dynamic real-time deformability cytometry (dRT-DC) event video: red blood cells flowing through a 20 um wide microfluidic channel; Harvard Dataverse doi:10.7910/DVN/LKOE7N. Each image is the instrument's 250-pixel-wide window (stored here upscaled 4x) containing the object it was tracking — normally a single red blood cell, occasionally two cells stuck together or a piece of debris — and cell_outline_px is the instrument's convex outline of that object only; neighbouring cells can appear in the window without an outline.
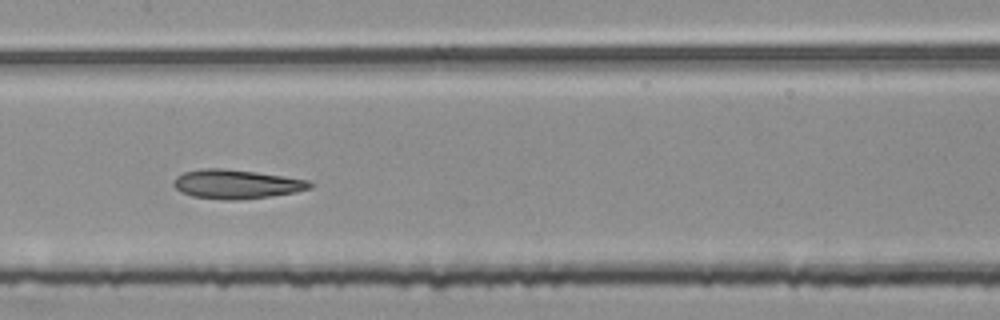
{"species": "common noctule bat (a hibernating species)", "species_latin": "Nyctalus noctula", "temperature_condition": "room temperature", "stored_images_in_passage": 53, "segment_of_instrument_passage": [2, 2], "camera_frame_rate_fps": 3000, "um_per_image_px": 0.085, "animal": {"sex": "female", "body_mass_g": 25.1}, "frame": {"image": 1, "passage_image": 27, "time_ms": 8.667, "image_size_px": [1000, 320], "cell_outline_px": [[316, 184], [312, 188], [296, 192], [272, 196], [236, 200], [224, 200], [192, 196], [180, 192], [172, 184], [176, 176], [184, 172], [200, 168], [224, 168], [256, 172], [308, 180]], "centroid_in_image_um": [20.1, 15.65], "position_along_channel_um": 187.3, "area_um2": 23.29}}
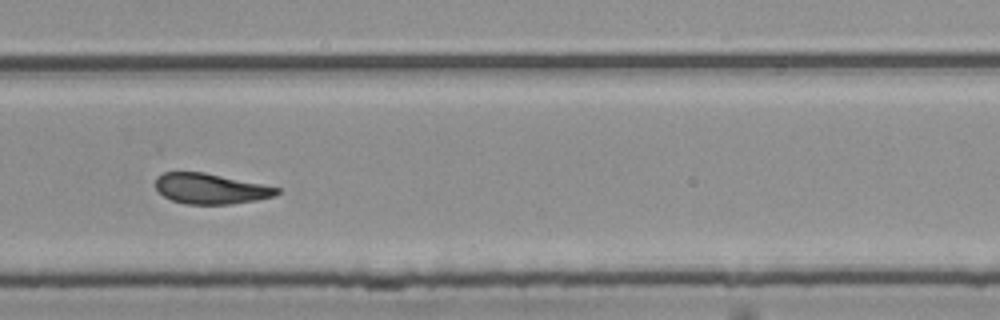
{"frame": {"image": 2, "passage_image": 37, "time_ms": 12.0, "image_size_px": [1000, 320], "cell_outline_px": [[280, 192], [276, 196], [256, 200], [228, 204], [184, 204], [172, 200], [164, 196], [156, 188], [156, 180], [164, 172], [204, 172], [280, 188]], "centroid_in_image_um": [17.92, 16.04], "position_along_channel_um": 311.9, "area_um2": 21.27}}
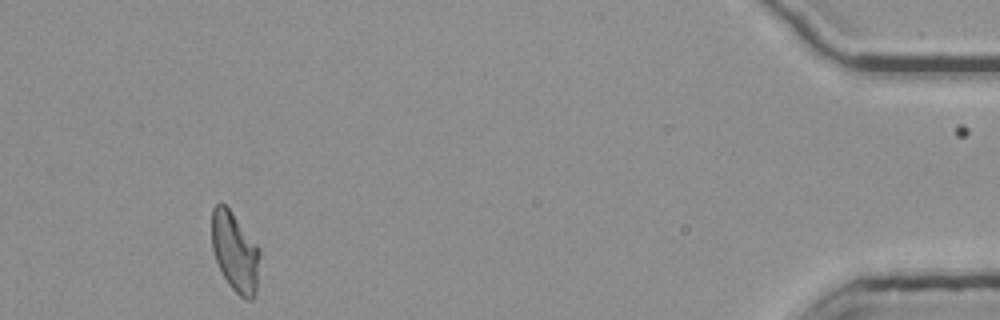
{"frame": {"image": 3, "passage_image": 51, "time_ms": 16.667, "image_size_px": [1000, 320], "cell_outline_px": [[260, 256], [256, 292], [252, 300], [248, 300], [240, 296], [232, 288], [224, 276], [216, 260], [212, 248], [212, 208], [216, 204], [224, 204], [232, 212], [260, 248]], "centroid_in_image_um": [19.99, 21.42], "position_along_channel_um": 415.2, "area_um2": 22.08}}